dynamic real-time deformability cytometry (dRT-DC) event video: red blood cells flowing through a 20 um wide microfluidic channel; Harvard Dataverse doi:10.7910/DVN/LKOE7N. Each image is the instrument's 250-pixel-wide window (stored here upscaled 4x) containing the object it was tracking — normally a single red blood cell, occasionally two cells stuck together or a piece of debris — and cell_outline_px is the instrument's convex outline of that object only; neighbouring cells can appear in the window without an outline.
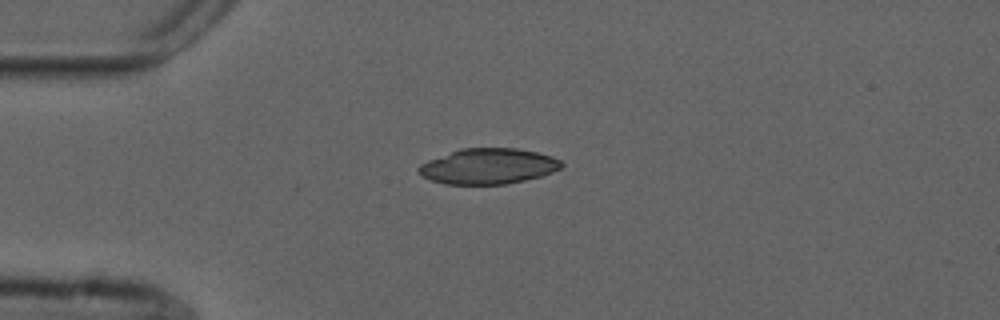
{"species": "common noctule bat (a hibernating species)", "species_latin": "Nyctalus noctula", "temperature_condition": "cold", "stored_images_in_passage": 36, "camera_frame_rate_fps": 3000, "um_per_image_px": 0.085, "animal": {"sex": "male", "forearm_length_mm": 52.5}, "frame": {"image": 1, "passage_image": 1, "time_ms": 0.0, "image_size_px": [1000, 320], "cell_outline_px": [[564, 164], [560, 168], [544, 176], [504, 184], [444, 184], [432, 180], [416, 172], [416, 168], [420, 164], [428, 160], [460, 148], [516, 148], [536, 152], [552, 156], [560, 160]], "centroid_in_image_um": [41.49, 14.13], "position_along_channel_um": 43.5, "area_um2": 29.65}}
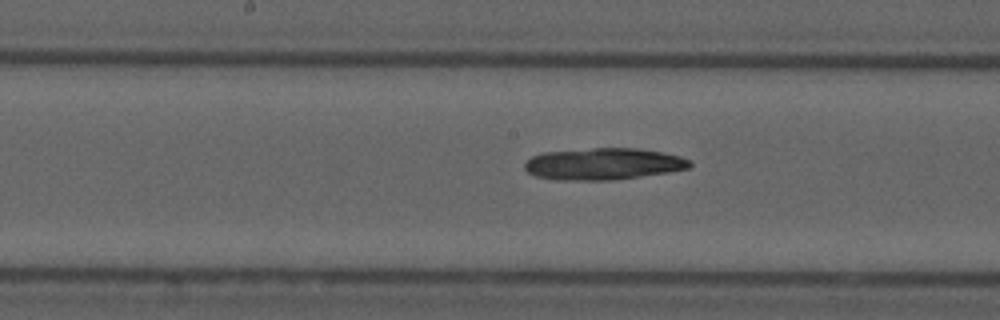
{"frame": {"image": 2, "passage_image": 15, "time_ms": 4.667, "image_size_px": [1000, 320], "cell_outline_px": [[692, 164], [688, 168], [668, 172], [612, 180], [556, 180], [536, 176], [528, 172], [524, 168], [524, 164], [532, 156], [544, 152], [592, 148], [640, 148], [680, 156], [692, 160]], "centroid_in_image_um": [51.28, 13.93], "position_along_channel_um": 196.9, "area_um2": 30.52}}
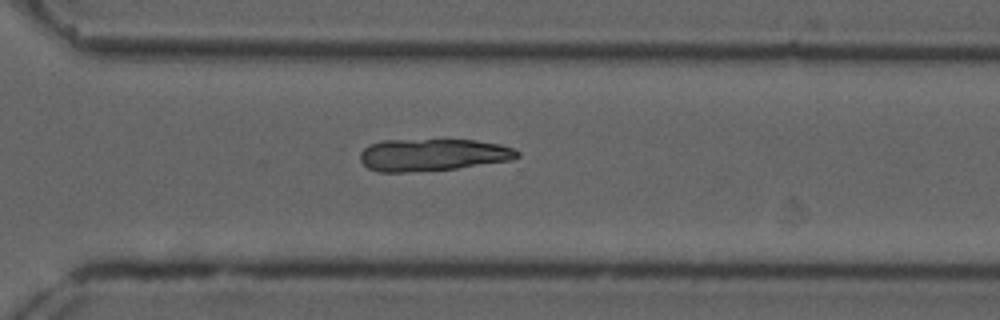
{"frame": {"image": 3, "passage_image": 26, "time_ms": 8.333, "image_size_px": [1000, 320], "cell_outline_px": [[520, 156], [512, 160], [456, 168], [404, 172], [376, 172], [368, 168], [360, 160], [360, 152], [368, 144], [384, 140], [476, 140], [500, 144], [512, 148], [520, 152]], "centroid_in_image_um": [36.76, 13.16], "position_along_channel_um": 333.8, "area_um2": 29.48}}